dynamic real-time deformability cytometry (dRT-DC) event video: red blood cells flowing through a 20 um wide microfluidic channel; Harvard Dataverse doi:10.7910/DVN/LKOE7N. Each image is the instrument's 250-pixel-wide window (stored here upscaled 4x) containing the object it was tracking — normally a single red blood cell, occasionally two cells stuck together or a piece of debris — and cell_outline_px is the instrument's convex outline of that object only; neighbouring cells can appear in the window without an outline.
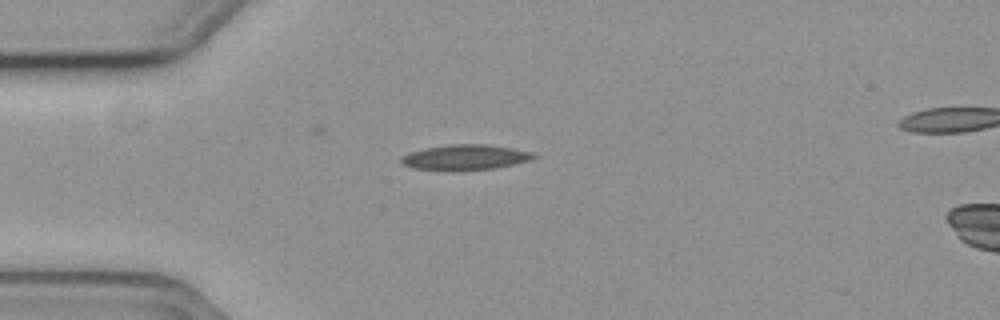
{"species": "common noctule bat (a hibernating species)", "species_latin": "Nyctalus noctula", "temperature_condition": "cold", "stored_images_in_passage": 2, "camera_frame_rate_fps": 3000, "um_per_image_px": 0.085, "animal": {"sex": "female", "body_mass_g": 19.3, "forearm_length_mm": 54.1}, "frame": {"image": 1, "passage_image": 1, "time_ms": 0.0, "image_size_px": [1000, 320], "cell_outline_px": [[540, 156], [532, 160], [496, 168], [460, 172], [452, 172], [412, 168], [400, 164], [400, 156], [408, 152], [424, 148], [448, 144], [484, 144], [512, 148], [532, 152]], "centroid_in_image_um": [39.5, 13.39], "position_along_channel_um": 45.5, "area_um2": 20.35}}